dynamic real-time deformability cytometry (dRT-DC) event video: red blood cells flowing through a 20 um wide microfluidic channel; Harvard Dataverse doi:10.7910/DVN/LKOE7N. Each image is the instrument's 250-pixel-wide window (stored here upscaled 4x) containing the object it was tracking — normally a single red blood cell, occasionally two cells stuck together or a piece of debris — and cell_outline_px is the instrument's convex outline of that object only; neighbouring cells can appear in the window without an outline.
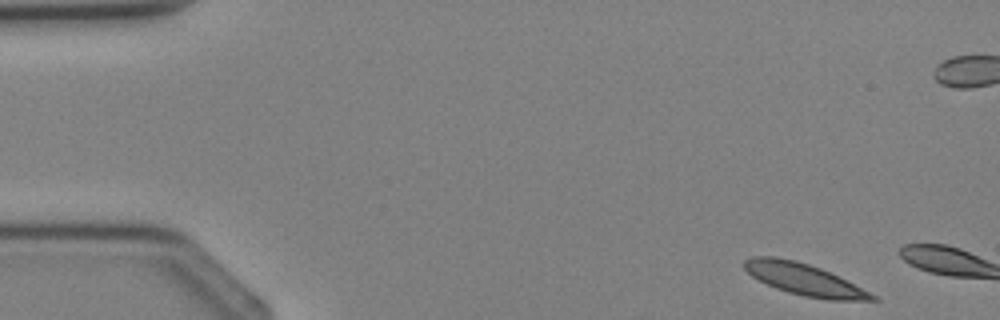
{"species": "Egyptian fruit bat (a non-hibernating species)", "species_latin": "Rousettus aegyptiacus", "temperature_condition": "cold", "stored_images_in_passage": 2, "camera_frame_rate_fps": 3000, "um_per_image_px": 0.085, "animal": {"sex": "female"}, "frame": {"image": 1, "passage_image": 1, "time_ms": 0.0, "image_size_px": [1000, 320], "cell_outline_px": [[880, 300], [828, 300], [804, 296], [788, 292], [776, 288], [752, 276], [744, 268], [744, 260], [752, 256], [776, 256], [796, 260], [820, 268], [876, 296]], "centroid_in_image_um": [68.29, 23.73], "position_along_channel_um": 16.7, "area_um2": 23.06}}